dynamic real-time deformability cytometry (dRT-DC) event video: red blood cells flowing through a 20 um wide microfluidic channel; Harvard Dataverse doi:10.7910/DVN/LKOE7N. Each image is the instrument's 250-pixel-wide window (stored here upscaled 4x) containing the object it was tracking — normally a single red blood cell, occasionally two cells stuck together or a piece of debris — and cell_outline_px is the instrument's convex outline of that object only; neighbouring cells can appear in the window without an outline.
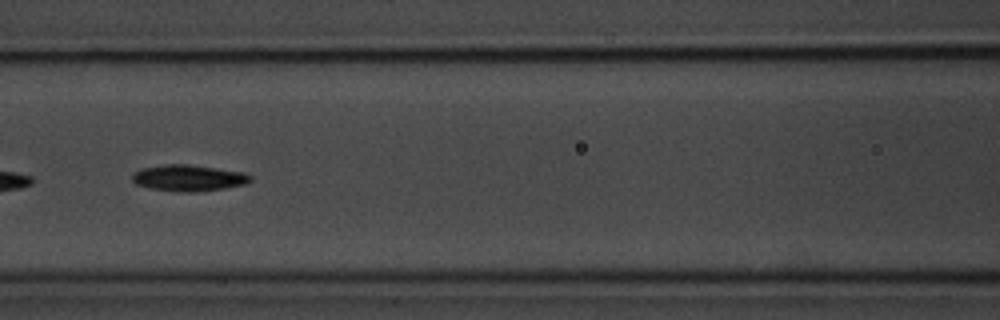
{"species": "common noctule bat (a hibernating species)", "species_latin": "Nyctalus noctula", "temperature_condition": "room temperature", "stored_images_in_passage": 55, "camera_frame_rate_fps": 3000, "um_per_image_px": 0.085, "animal": {"sex": "male", "body_mass_g": 20.1, "forearm_length_mm": 53.5}, "frame": {"image": 1, "passage_image": 24, "time_ms": 7.667, "image_size_px": [1000, 320], "cell_outline_px": [[252, 180], [248, 184], [224, 188], [196, 192], [180, 192], [152, 188], [136, 184], [132, 180], [132, 176], [136, 172], [144, 168], [168, 164], [188, 164], [244, 172], [252, 176]], "centroid_in_image_um": [16.09, 15.13], "position_along_channel_um": 150.5, "area_um2": 17.98}}
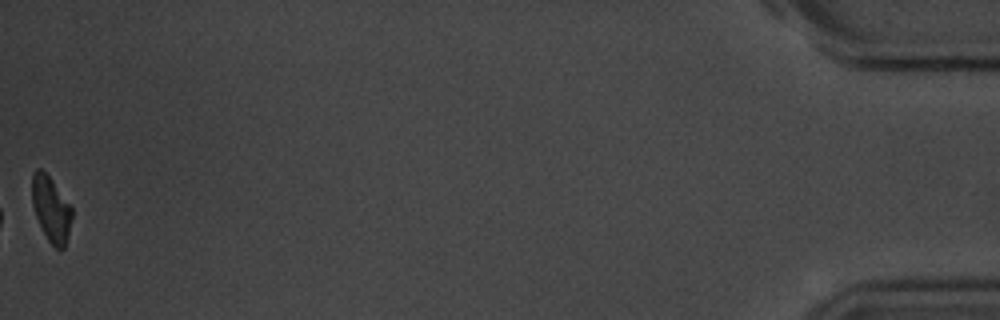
{"frame": {"image": 2, "passage_image": 55, "time_ms": 18.0, "image_size_px": [1000, 320], "cell_outline_px": [[72, 216], [64, 248], [60, 252], [48, 240], [36, 216], [32, 204], [32, 172], [36, 168], [40, 168], [52, 180], [72, 208]], "centroid_in_image_um": [4.33, 17.76], "position_along_channel_um": 430.9, "area_um2": 14.91}, "authors_computed_cell_mechanics": {"area_um2": 17.4556, "velocity_mm_per_s": 3.6611, "shape_relaxation_time_tau1_ms": 2.6622, "shape_relaxation_time_tau2_ms": null, "deformation_change_tau1": 0.0995, "deformation_change_tau2": null}}